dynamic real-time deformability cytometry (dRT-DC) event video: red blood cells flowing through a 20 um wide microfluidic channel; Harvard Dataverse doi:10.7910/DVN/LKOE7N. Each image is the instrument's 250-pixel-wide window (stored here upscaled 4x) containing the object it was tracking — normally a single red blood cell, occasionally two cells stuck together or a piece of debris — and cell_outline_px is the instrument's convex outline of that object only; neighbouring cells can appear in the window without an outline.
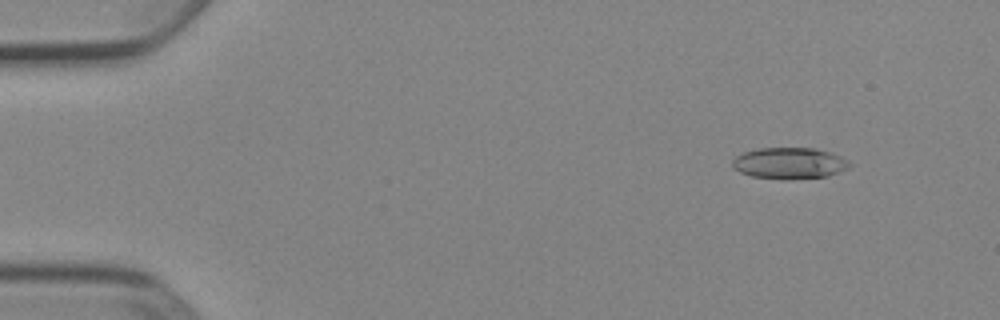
{"species": "Egyptian fruit bat (a non-hibernating species)", "species_latin": "Rousettus aegyptiacus", "temperature_condition": "cold", "stored_images_in_passage": 17, "camera_frame_rate_fps": 3000, "um_per_image_px": 0.085, "animal": {"sex": "female"}, "frame": {"image": 1, "passage_image": 6, "time_ms": 1.667, "image_size_px": [1000, 320], "cell_outline_px": [[852, 164], [848, 168], [828, 176], [752, 176], [740, 172], [732, 168], [732, 160], [736, 156], [744, 152], [760, 148], [816, 148], [840, 156], [848, 160]], "centroid_in_image_um": [67.09, 13.81], "position_along_channel_um": 17.9, "area_um2": 20.35}}